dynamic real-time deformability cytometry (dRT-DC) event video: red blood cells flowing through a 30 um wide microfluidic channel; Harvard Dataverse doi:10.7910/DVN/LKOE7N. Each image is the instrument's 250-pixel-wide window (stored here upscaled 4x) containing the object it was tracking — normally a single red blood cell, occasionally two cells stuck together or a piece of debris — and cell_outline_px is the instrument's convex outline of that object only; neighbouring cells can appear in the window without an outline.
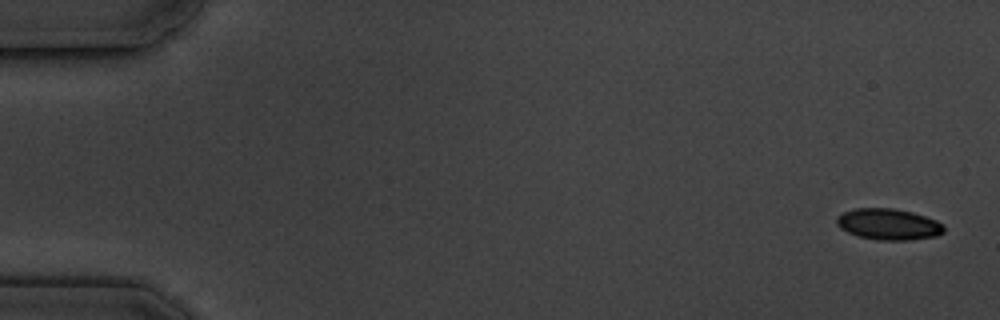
{"species": "common noctule bat (a hibernating species)", "species_latin": "Nyctalus noctula", "temperature_condition": "cold", "stored_images_in_passage": 6, "camera_frame_rate_fps": 3000, "um_per_image_px": 0.085, "animal": {"sex": "male", "body_mass_g": 19.5, "forearm_length_mm": 54.6}, "frame": {"image": 1, "passage_image": 1, "time_ms": 0.0, "image_size_px": [1000, 320], "cell_outline_px": [[944, 232], [936, 236], [912, 240], [876, 240], [860, 236], [848, 232], [840, 228], [836, 224], [836, 216], [844, 212], [856, 208], [892, 208], [912, 212], [936, 220], [944, 224]], "centroid_in_image_um": [75.53, 19.06], "position_along_channel_um": 9.5, "area_um2": 19.54}}